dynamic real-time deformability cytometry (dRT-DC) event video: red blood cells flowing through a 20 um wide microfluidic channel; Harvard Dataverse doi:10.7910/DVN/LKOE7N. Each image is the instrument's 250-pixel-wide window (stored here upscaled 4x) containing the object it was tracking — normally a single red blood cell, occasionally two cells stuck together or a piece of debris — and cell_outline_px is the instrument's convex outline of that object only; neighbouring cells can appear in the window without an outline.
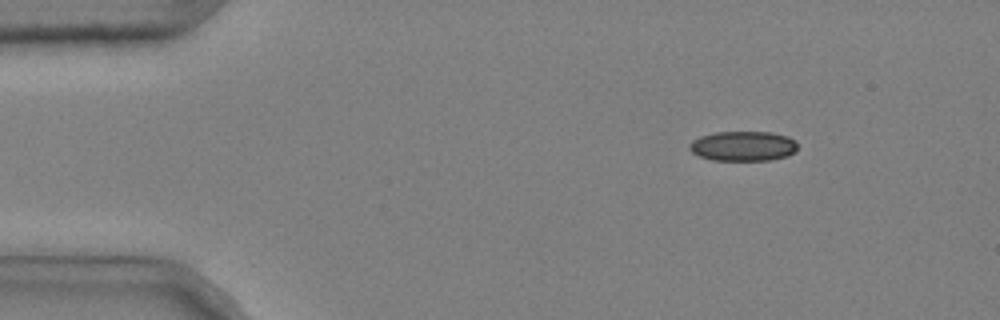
{"species": "common noctule bat (a hibernating species)", "species_latin": "Nyctalus noctula", "temperature_condition": "cold", "stored_images_in_passage": 44, "camera_frame_rate_fps": 3000, "um_per_image_px": 0.085, "animal": {"sex": "male", "body_mass_g": 20.4}, "frame": {"image": 1, "passage_image": 1, "time_ms": 0.0, "image_size_px": [1000, 320], "cell_outline_px": [[796, 152], [788, 156], [772, 160], [712, 160], [700, 156], [692, 152], [688, 148], [688, 144], [692, 140], [700, 136], [716, 132], [772, 132], [788, 136], [796, 140]], "centroid_in_image_um": [63.18, 12.41], "position_along_channel_um": 21.8, "area_um2": 19.02}}
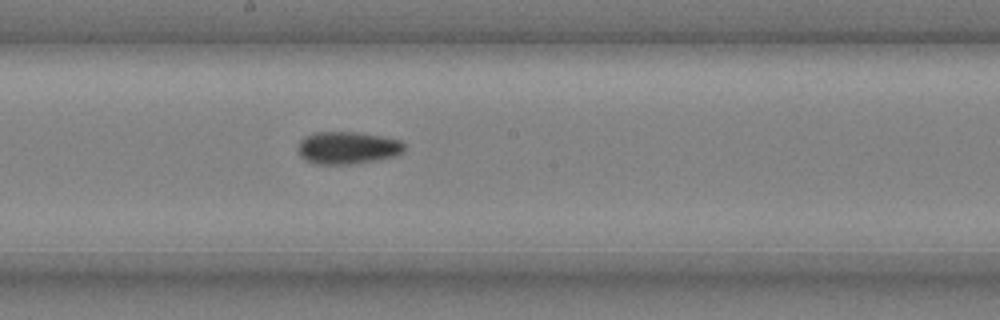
{"frame": {"image": 2, "passage_image": 23, "time_ms": 7.333, "image_size_px": [1000, 320], "cell_outline_px": [[404, 152], [396, 156], [376, 160], [348, 164], [316, 164], [304, 160], [300, 156], [300, 140], [304, 136], [312, 132], [356, 132], [380, 136], [400, 140], [404, 144]], "centroid_in_image_um": [29.54, 12.56], "position_along_channel_um": 218.7, "area_um2": 20.06}}
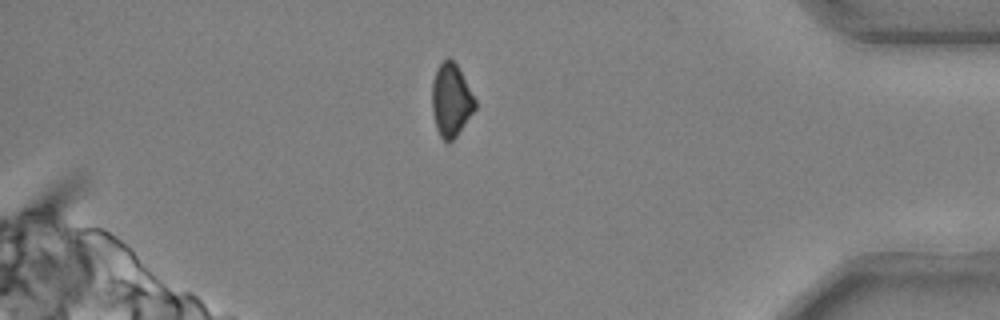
{"frame": {"image": 3, "passage_image": 40, "time_ms": 13.0, "image_size_px": [1000, 320], "cell_outline_px": [[476, 108], [456, 136], [448, 144], [440, 136], [436, 128], [432, 108], [432, 80], [436, 68], [448, 56], [456, 64], [476, 100]], "centroid_in_image_um": [38.32, 8.51], "position_along_channel_um": 396.9, "area_um2": 18.21}, "authors_computed_cell_mechanics": {"area_um2": 19.8832, "velocity_mm_per_s": 3.6937, "shape_relaxation_time_tau1_ms": null, "shape_relaxation_time_tau2_ms": 3.9627, "deformation_change_tau1": null, "deformation_change_tau2": 0.0746}}